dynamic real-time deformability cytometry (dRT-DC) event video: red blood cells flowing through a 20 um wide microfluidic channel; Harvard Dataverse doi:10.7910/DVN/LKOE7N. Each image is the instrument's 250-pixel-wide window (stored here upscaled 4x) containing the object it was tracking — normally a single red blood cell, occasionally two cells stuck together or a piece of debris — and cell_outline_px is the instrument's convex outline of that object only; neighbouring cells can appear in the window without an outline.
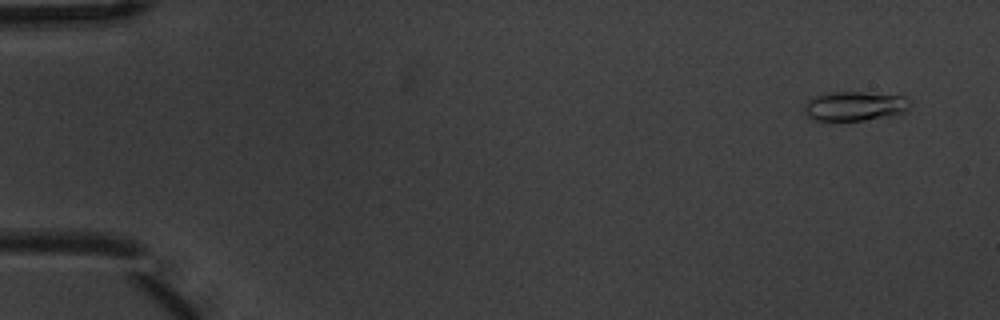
{"species": "common noctule bat (a hibernating species)", "species_latin": "Nyctalus noctula", "temperature_condition": "warm", "stored_images_in_passage": 10, "camera_frame_rate_fps": 3000, "um_per_image_px": 0.085, "animal": {"sex": "male", "body_mass_g": 20.1, "forearm_length_mm": 53.5}, "frame": {"image": 1, "passage_image": 1, "time_ms": 0.0, "image_size_px": [1000, 320], "cell_outline_px": [[912, 104], [908, 112], [892, 116], [864, 120], [816, 120], [808, 116], [804, 112], [804, 104], [808, 100], [816, 96], [828, 92], [860, 92], [904, 96], [912, 100]], "centroid_in_image_um": [72.73, 9.02], "position_along_channel_um": 12.3, "area_um2": 18.32}}
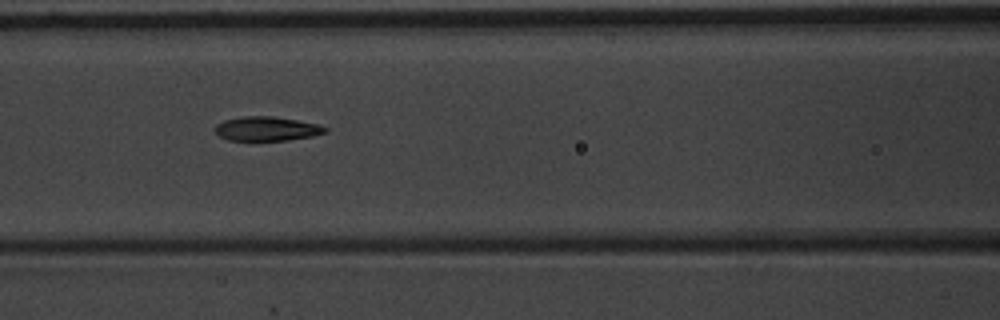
{"frame": {"image": 2, "passage_image": 7, "time_ms": 2.0, "image_size_px": [1000, 320], "cell_outline_px": [[328, 132], [312, 136], [288, 140], [228, 140], [220, 136], [216, 132], [216, 124], [224, 120], [244, 116], [272, 116], [296, 120], [316, 124], [328, 128]], "centroid_in_image_um": [22.68, 10.94], "position_along_channel_um": 143.9, "area_um2": 15.37}}
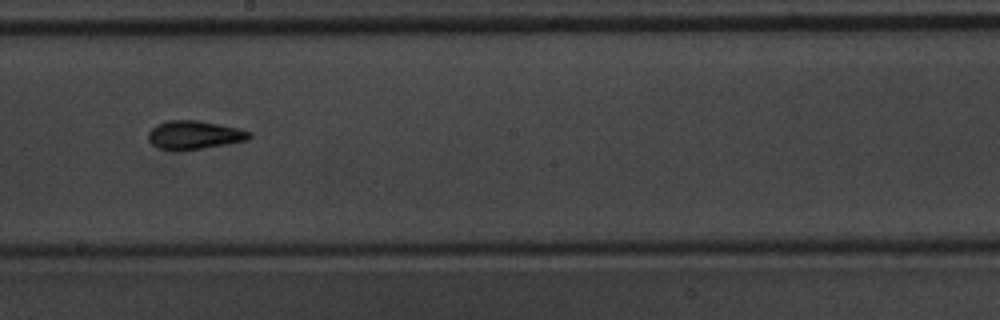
{"frame": {"image": 3, "passage_image": 9, "time_ms": 2.667, "image_size_px": [1000, 320], "cell_outline_px": [[252, 136], [248, 140], [204, 148], [160, 148], [152, 144], [148, 140], [148, 132], [156, 124], [168, 120], [196, 120], [236, 128], [252, 132]], "centroid_in_image_um": [16.52, 11.44], "position_along_channel_um": 231.7, "area_um2": 16.24}}